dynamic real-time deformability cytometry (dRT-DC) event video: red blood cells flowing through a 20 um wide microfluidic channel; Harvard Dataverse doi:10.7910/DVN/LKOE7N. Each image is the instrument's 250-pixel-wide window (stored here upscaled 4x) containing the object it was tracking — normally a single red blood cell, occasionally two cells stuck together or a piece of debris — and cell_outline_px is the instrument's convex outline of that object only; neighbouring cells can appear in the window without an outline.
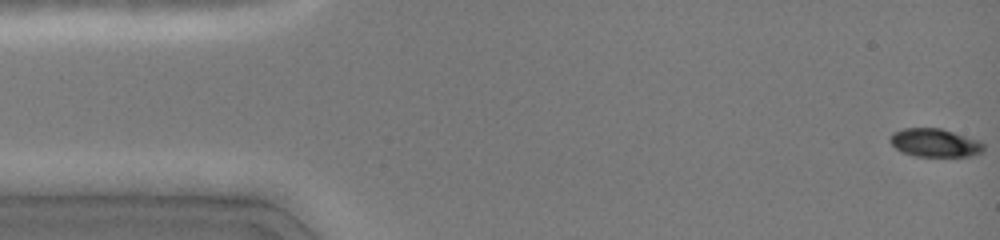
{"species": "common noctule bat (a hibernating species)", "species_latin": "Nyctalus noctula", "temperature_condition": "cold", "stored_images_in_passage": 31, "camera_frame_rate_fps": 3000, "um_per_image_px": 0.085, "animal": {"sex": "female", "body_mass_g": 19.0, "forearm_length_mm": 51.5}, "frame": {"image": 1, "passage_image": 1, "time_ms": 0.0, "image_size_px": [1000, 240], "cell_outline_px": [[984, 152], [972, 156], [916, 156], [904, 152], [896, 148], [888, 140], [892, 132], [904, 128], [940, 128], [980, 140], [984, 144]], "centroid_in_image_um": [79.49, 12.13], "position_along_channel_um": 5.5, "area_um2": 15.49}}